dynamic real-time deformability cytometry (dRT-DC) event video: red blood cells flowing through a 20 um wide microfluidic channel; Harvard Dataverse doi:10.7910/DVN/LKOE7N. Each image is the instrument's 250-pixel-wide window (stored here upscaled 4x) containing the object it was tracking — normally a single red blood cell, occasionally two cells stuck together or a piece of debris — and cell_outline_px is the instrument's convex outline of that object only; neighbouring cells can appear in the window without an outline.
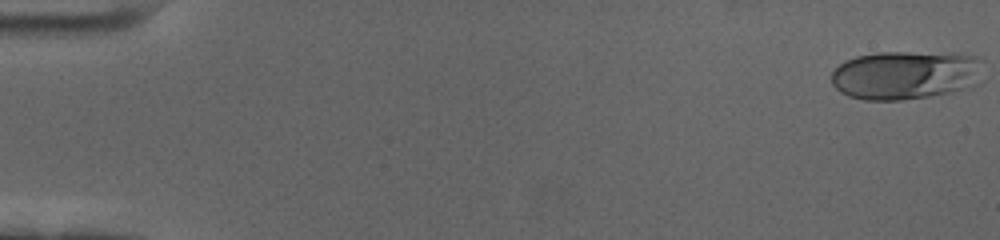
{"species": "human", "species_latin": "Homo sapiens", "temperature_condition": "cold", "stored_images_in_passage": 58, "camera_frame_rate_fps": 3000, "um_per_image_px": 0.085, "donor": {"sex": "female"}, "frame": {"image": 1, "passage_image": 1, "time_ms": 0.0, "image_size_px": [1000, 240], "cell_outline_px": [[980, 60], [976, 84], [972, 88], [928, 96], [900, 100], [864, 100], [848, 96], [840, 92], [832, 84], [832, 72], [844, 60], [856, 56], [876, 52], [956, 52], [976, 56]], "centroid_in_image_um": [76.94, 6.36], "position_along_channel_um": 8.1, "area_um2": 43.41}}
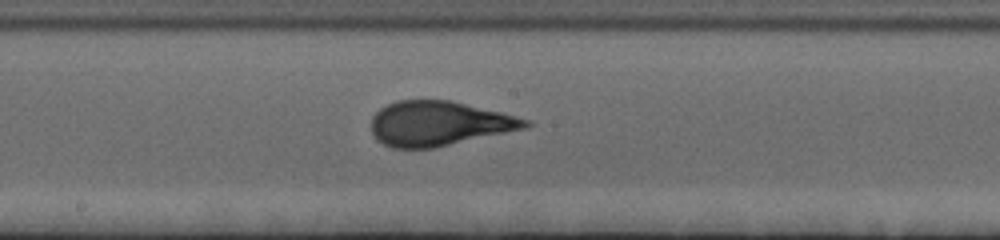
{"frame": {"image": 2, "passage_image": 32, "time_ms": 10.333, "image_size_px": [1000, 240], "cell_outline_px": [[532, 124], [528, 128], [432, 148], [392, 148], [376, 140], [372, 132], [372, 116], [380, 108], [396, 100], [448, 100], [500, 112], [532, 120]], "centroid_in_image_um": [37.31, 10.5], "position_along_channel_um": 210.9, "area_um2": 40.0}}
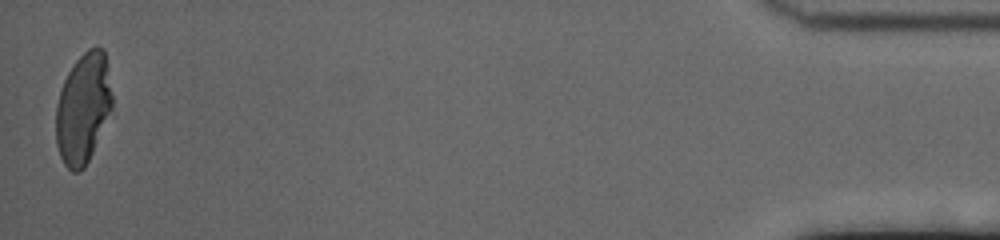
{"frame": {"image": 3, "passage_image": 58, "time_ms": 19.0, "image_size_px": [1000, 240], "cell_outline_px": [[112, 108], [92, 152], [84, 168], [76, 172], [72, 172], [64, 164], [60, 156], [56, 144], [56, 104], [64, 80], [68, 72], [76, 60], [88, 48], [104, 48], [112, 96]], "centroid_in_image_um": [7.05, 9.21], "position_along_channel_um": 428.2, "area_um2": 35.78}, "authors_computed_cell_mechanics": {"area_um2": 39.2462, "velocity_mm_per_s": 3.4724, "shape_relaxation_time_tau1_ms": 6.0425, "shape_relaxation_time_tau2_ms": null, "deformation_change_tau1": 0.2166, "deformation_change_tau2": null}}